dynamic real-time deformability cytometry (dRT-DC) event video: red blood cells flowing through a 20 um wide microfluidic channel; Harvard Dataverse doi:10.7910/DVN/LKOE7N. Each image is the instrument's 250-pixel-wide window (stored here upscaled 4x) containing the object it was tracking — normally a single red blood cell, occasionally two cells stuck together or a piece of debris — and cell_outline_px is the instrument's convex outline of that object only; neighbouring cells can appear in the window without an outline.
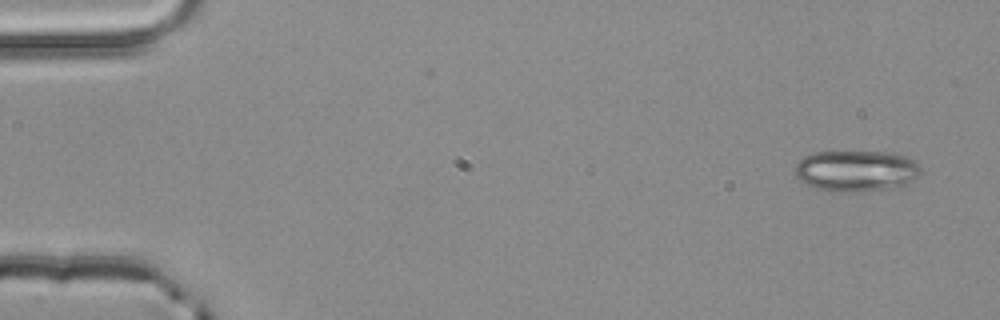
{"species": "common noctule bat (a hibernating species)", "species_latin": "Nyctalus noctula", "temperature_condition": "room temperature", "stored_images_in_passage": 2, "camera_frame_rate_fps": 3000, "um_per_image_px": 0.085, "animal": {"sex": "male", "body_mass_g": 20.4}, "frame": {"image": 1, "passage_image": 2, "time_ms": 0.333, "image_size_px": [1000, 320], "cell_outline_px": [[920, 172], [916, 180], [900, 188], [856, 192], [832, 192], [800, 184], [792, 168], [804, 156], [812, 152], [896, 152], [908, 156], [916, 160], [920, 168]], "centroid_in_image_um": [72.78, 14.54], "position_along_channel_um": 12.2, "area_um2": 31.27}}